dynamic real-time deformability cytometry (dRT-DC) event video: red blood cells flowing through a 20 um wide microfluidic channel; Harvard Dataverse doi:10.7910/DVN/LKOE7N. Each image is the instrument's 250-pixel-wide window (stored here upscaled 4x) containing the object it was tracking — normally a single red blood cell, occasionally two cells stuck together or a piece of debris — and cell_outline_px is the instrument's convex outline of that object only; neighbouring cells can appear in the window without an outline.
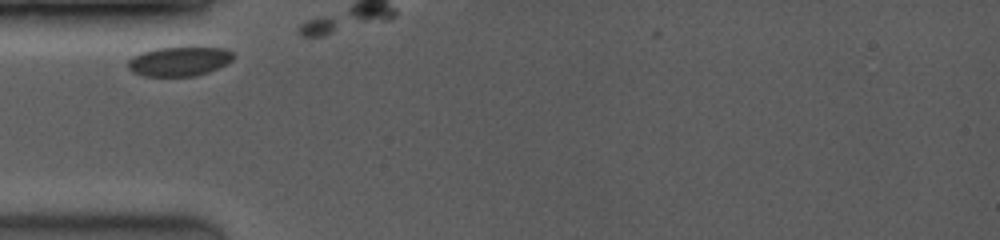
{"species": "common noctule bat (a hibernating species)", "species_latin": "Nyctalus noctula", "temperature_condition": "room temperature", "stored_images_in_passage": 7, "camera_frame_rate_fps": 3500, "um_per_image_px": 0.085, "animal": {"sex": "female", "body_mass_g": 19.0, "forearm_length_mm": 53.3}, "frame": {"image": 1, "passage_image": 1, "time_ms": 0.0, "image_size_px": [1000, 240], "cell_outline_px": [[236, 56], [232, 60], [208, 72], [196, 76], [144, 76], [132, 72], [128, 68], [128, 60], [132, 56], [156, 48], [224, 48], [232, 52]], "centroid_in_image_um": [15.21, 5.22], "position_along_channel_um": 69.8, "area_um2": 17.8}}